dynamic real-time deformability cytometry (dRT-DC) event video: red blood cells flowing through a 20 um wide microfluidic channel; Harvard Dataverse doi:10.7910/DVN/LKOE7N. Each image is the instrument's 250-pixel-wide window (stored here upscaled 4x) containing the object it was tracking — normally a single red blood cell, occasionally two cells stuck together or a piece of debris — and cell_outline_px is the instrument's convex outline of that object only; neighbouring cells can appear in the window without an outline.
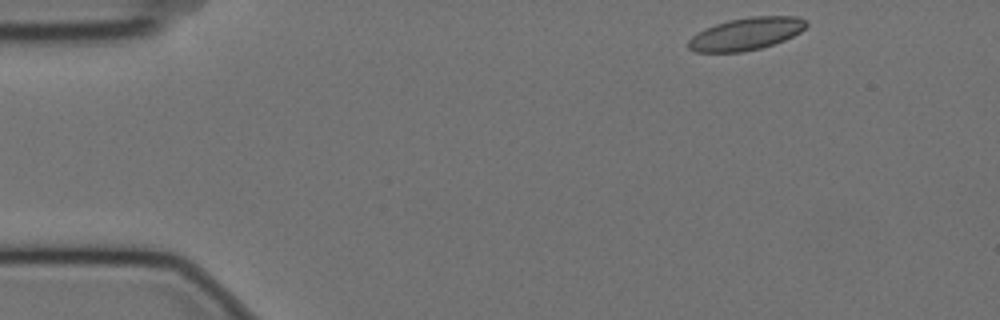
{"species": "Egyptian fruit bat (a non-hibernating species)", "species_latin": "Rousettus aegyptiacus", "temperature_condition": "cold", "stored_images_in_passage": 51, "camera_frame_rate_fps": 3000, "um_per_image_px": 0.085, "animal": {"sex": "female"}, "frame": {"image": 1, "passage_image": 1, "time_ms": 0.0, "image_size_px": [1000, 320], "cell_outline_px": [[808, 24], [800, 32], [784, 40], [760, 48], [740, 52], [696, 52], [688, 48], [688, 40], [692, 36], [704, 28], [728, 20], [752, 16], [796, 16], [804, 20]], "centroid_in_image_um": [63.39, 2.87], "position_along_channel_um": 21.6, "area_um2": 22.14}}
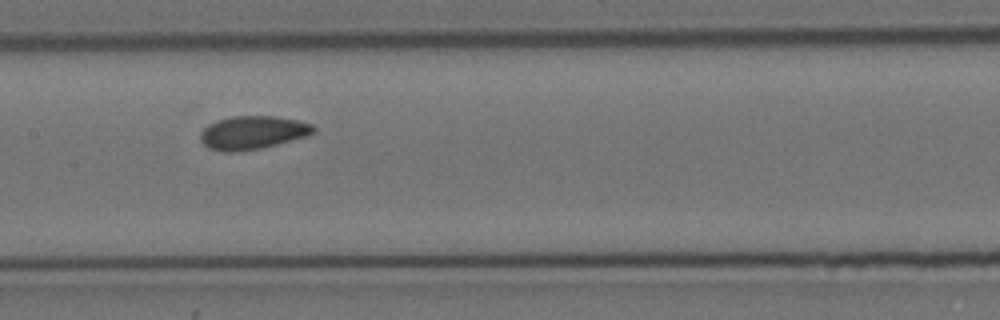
{"frame": {"image": 2, "passage_image": 22, "time_ms": 7.0, "image_size_px": [1000, 320], "cell_outline_px": [[316, 132], [308, 136], [260, 148], [236, 152], [220, 152], [208, 148], [200, 140], [200, 132], [208, 124], [216, 120], [232, 116], [276, 116], [300, 120], [312, 124], [316, 128]], "centroid_in_image_um": [21.48, 11.26], "position_along_channel_um": 185.9, "area_um2": 22.25}}
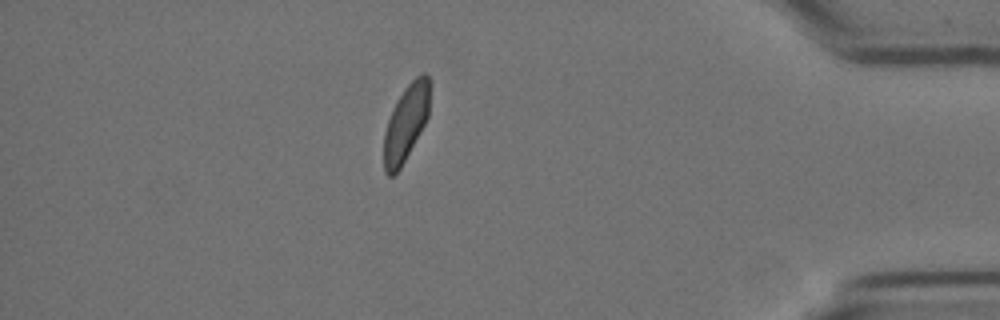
{"frame": {"image": 3, "passage_image": 44, "time_ms": 14.333, "image_size_px": [1000, 320], "cell_outline_px": [[428, 116], [420, 132], [400, 168], [392, 176], [388, 176], [384, 172], [384, 132], [392, 108], [396, 100], [404, 88], [416, 76], [424, 72], [428, 76]], "centroid_in_image_um": [34.47, 10.45], "position_along_channel_um": 400.7, "area_um2": 20.0}, "authors_computed_cell_mechanics": {"area_um2": 21.6172, "velocity_mm_per_s": 3.481, "shape_relaxation_time_tau1_ms": 8.7038, "shape_relaxation_time_tau2_ms": 2.3217, "deformation_change_tau1": 0.1383, "deformation_change_tau2": 0.0559}}